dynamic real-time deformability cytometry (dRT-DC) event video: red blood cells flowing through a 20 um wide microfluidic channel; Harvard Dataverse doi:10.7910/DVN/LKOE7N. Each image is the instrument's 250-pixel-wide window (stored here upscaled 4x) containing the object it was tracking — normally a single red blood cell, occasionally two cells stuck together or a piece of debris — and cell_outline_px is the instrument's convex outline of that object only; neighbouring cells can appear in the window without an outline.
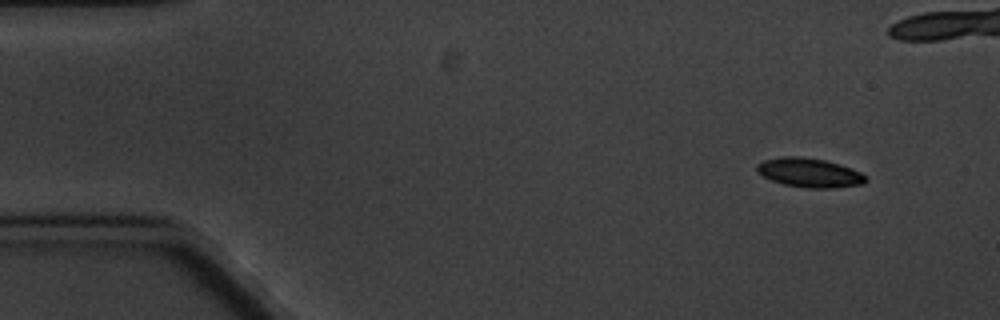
{"species": "common noctule bat (a hibernating species)", "species_latin": "Nyctalus noctula", "temperature_condition": "cold", "stored_images_in_passage": 10, "camera_frame_rate_fps": 3000, "um_per_image_px": 0.085, "animal": {"sex": "male", "body_mass_g": 20.1, "forearm_length_mm": 53.5}, "frame": {"image": 1, "passage_image": 1, "time_ms": 0.0, "image_size_px": [1000, 320], "cell_outline_px": [[868, 180], [864, 184], [832, 188], [804, 188], [784, 184], [772, 180], [756, 172], [756, 164], [764, 160], [784, 156], [800, 156], [824, 160], [840, 164], [852, 168], [868, 176]], "centroid_in_image_um": [68.83, 14.68], "position_along_channel_um": 16.2, "area_um2": 18.67}}